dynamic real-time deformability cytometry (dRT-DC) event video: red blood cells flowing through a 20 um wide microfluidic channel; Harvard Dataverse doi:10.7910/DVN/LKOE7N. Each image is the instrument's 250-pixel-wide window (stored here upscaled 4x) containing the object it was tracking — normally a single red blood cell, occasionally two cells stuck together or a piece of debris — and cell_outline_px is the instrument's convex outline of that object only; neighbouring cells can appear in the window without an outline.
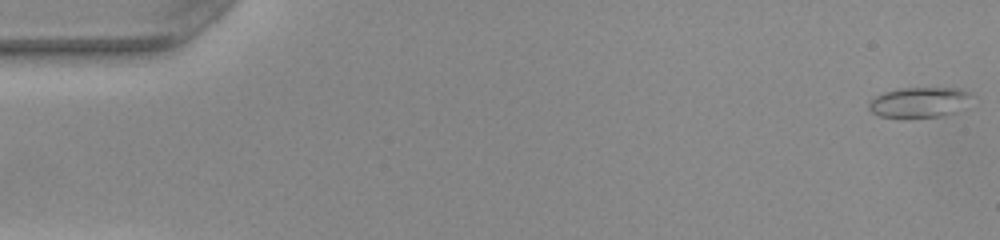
{"species": "common noctule bat (a hibernating species)", "species_latin": "Nyctalus noctula", "temperature_condition": "warm", "stored_images_in_passage": 50, "camera_frame_rate_fps": 3000, "um_per_image_px": 0.085, "animal": {"sex": "female", "body_mass_g": 22.0, "forearm_length_mm": 56.7}, "frame": {"image": 1, "passage_image": 1, "time_ms": 0.0, "image_size_px": [1000, 240], "cell_outline_px": [[976, 96], [956, 112], [944, 116], [880, 116], [872, 112], [868, 108], [868, 104], [876, 96], [884, 92], [900, 88], [960, 88], [972, 92]], "centroid_in_image_um": [78.23, 8.66], "position_along_channel_um": 6.8, "area_um2": 18.03}}
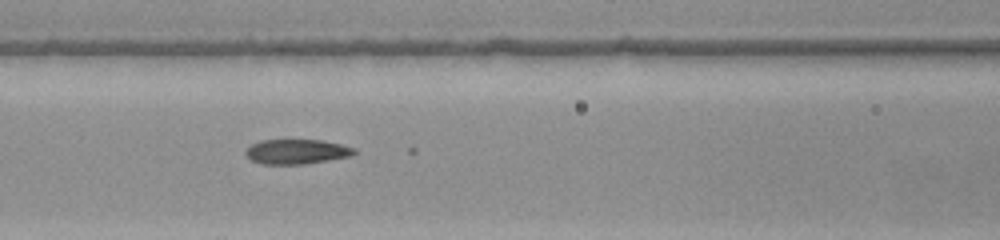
{"frame": {"image": 2, "passage_image": 22, "time_ms": 7.0, "image_size_px": [1000, 240], "cell_outline_px": [[356, 152], [352, 156], [304, 164], [260, 164], [252, 160], [244, 152], [252, 144], [260, 140], [324, 140], [356, 148]], "centroid_in_image_um": [25.24, 12.89], "position_along_channel_um": 141.4, "area_um2": 15.66}}
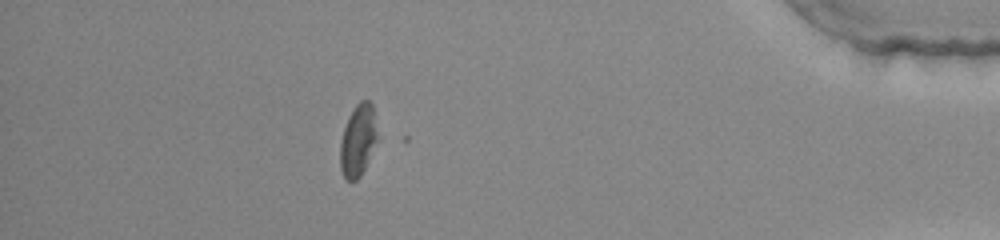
{"frame": {"image": 3, "passage_image": 45, "time_ms": 14.667, "image_size_px": [1000, 240], "cell_outline_px": [[380, 140], [360, 176], [356, 180], [344, 180], [340, 168], [340, 140], [348, 116], [352, 108], [360, 100], [368, 100], [372, 104]], "centroid_in_image_um": [30.45, 11.92], "position_along_channel_um": 404.7, "area_um2": 16.18}}